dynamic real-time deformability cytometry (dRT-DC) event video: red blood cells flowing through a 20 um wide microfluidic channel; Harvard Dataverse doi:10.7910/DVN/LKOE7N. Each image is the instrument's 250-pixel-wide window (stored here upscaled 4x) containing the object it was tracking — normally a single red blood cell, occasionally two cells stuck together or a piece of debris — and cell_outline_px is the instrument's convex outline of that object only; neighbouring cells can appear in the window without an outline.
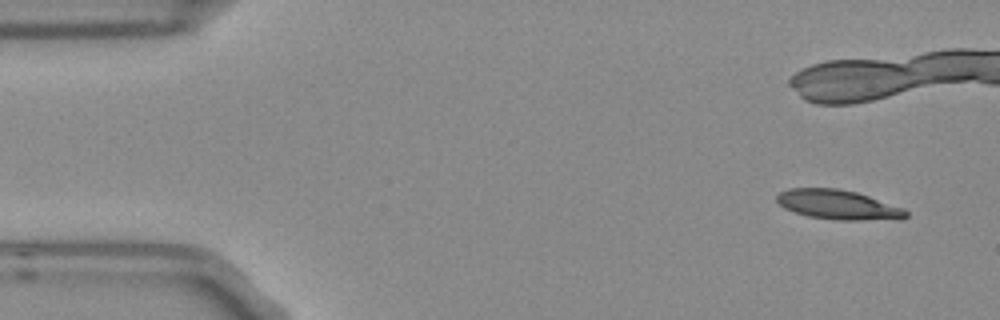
{"species": "Egyptian fruit bat (a non-hibernating species)", "species_latin": "Rousettus aegyptiacus", "temperature_condition": "room temperature", "stored_images_in_passage": 5, "camera_frame_rate_fps": 3000, "um_per_image_px": 0.085, "frame": {"image": 1, "passage_image": 1, "time_ms": 0.0, "image_size_px": [1000, 320], "cell_outline_px": [[908, 216], [900, 220], [836, 220], [808, 216], [784, 208], [776, 200], [776, 196], [780, 192], [788, 188], [836, 188], [856, 192], [904, 208], [908, 212]], "centroid_in_image_um": [71.27, 17.41], "position_along_channel_um": 13.7, "area_um2": 22.31}}